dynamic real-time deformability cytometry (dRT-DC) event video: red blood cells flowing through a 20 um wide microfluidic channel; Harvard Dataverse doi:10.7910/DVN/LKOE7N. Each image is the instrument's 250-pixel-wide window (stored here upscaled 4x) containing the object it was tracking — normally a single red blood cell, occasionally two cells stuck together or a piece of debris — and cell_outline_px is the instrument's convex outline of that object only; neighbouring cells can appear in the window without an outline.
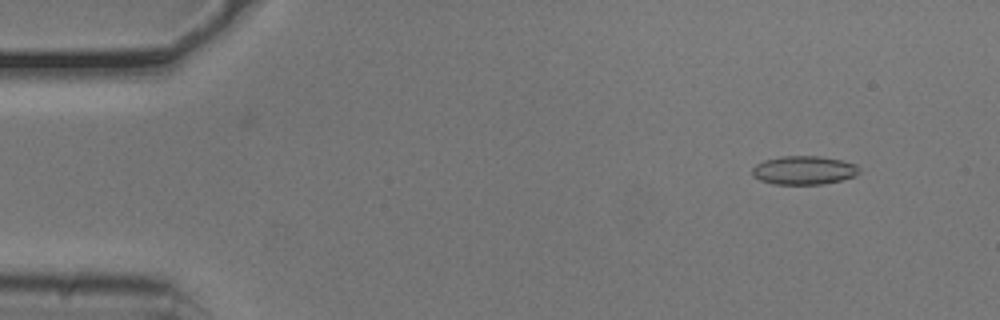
{"species": "common noctule bat (a hibernating species)", "species_latin": "Nyctalus noctula", "temperature_condition": "cold", "stored_images_in_passage": 52, "camera_frame_rate_fps": 3000, "um_per_image_px": 0.085, "animal": {"sex": "male", "body_mass_g": 20.5, "forearm_length_mm": 52.5}, "frame": {"image": 1, "passage_image": 4, "time_ms": 1.0, "image_size_px": [1000, 320], "cell_outline_px": [[860, 172], [852, 176], [840, 180], [820, 184], [772, 184], [760, 180], [752, 176], [752, 168], [756, 164], [764, 160], [780, 156], [820, 156], [840, 160], [856, 164], [860, 168]], "centroid_in_image_um": [68.29, 14.46], "position_along_channel_um": 16.7, "area_um2": 17.8}}
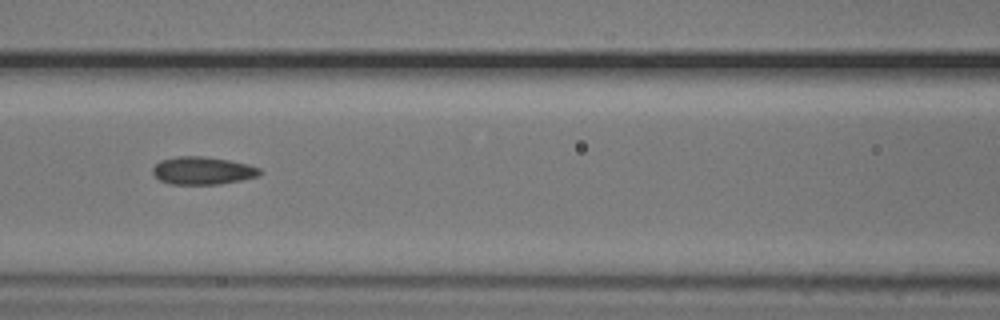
{"frame": {"image": 2, "passage_image": 22, "time_ms": 7.0, "image_size_px": [1000, 320], "cell_outline_px": [[264, 172], [260, 176], [220, 184], [168, 184], [160, 180], [152, 172], [152, 168], [160, 160], [176, 156], [204, 156], [228, 160], [248, 164], [260, 168]], "centroid_in_image_um": [17.24, 14.5], "position_along_channel_um": 149.4, "area_um2": 17.46}}
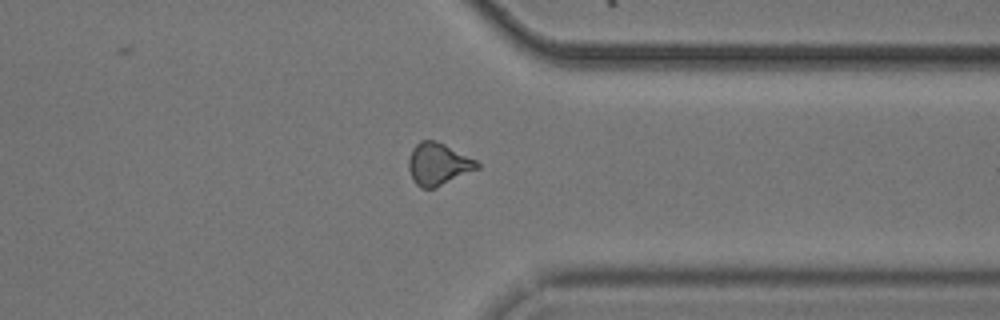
{"frame": {"image": 3, "passage_image": 40, "time_ms": 13.0, "image_size_px": [1000, 320], "cell_outline_px": [[480, 168], [436, 188], [420, 188], [412, 180], [408, 168], [408, 160], [412, 148], [420, 140], [432, 140], [444, 144], [476, 160], [480, 164]], "centroid_in_image_um": [37.23, 13.96], "position_along_channel_um": 374.2, "area_um2": 16.94}, "authors_computed_cell_mechanics": {"area_um2": 17.051, "velocity_mm_per_s": 3.7999, "shape_relaxation_time_tau1_ms": 4.0477, "shape_relaxation_time_tau2_ms": 2.0382, "deformation_change_tau1": 0.1206, "deformation_change_tau2": 0.0942}}